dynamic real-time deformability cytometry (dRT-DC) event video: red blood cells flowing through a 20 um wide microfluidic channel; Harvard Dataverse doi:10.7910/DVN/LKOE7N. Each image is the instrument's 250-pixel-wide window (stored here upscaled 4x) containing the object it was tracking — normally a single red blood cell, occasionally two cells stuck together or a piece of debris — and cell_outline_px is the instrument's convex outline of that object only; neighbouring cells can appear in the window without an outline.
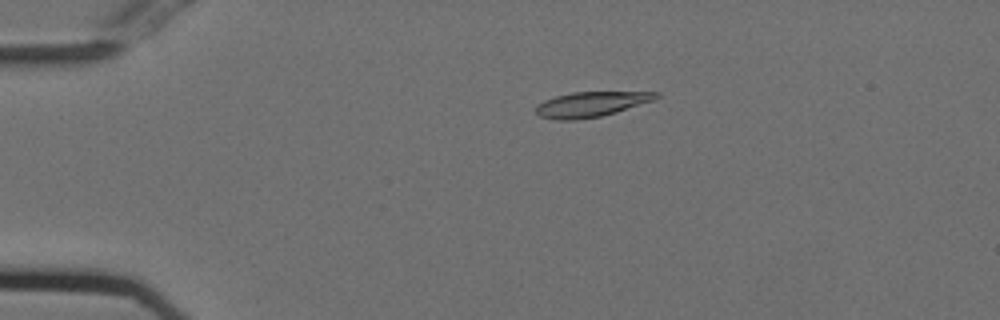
{"species": "Egyptian fruit bat (a non-hibernating species)", "species_latin": "Rousettus aegyptiacus", "temperature_condition": "cold", "stored_images_in_passage": 55, "camera_frame_rate_fps": 3000, "um_per_image_px": 0.085, "animal": {"sex": "female"}, "frame": {"image": 1, "passage_image": 12, "time_ms": 3.667, "image_size_px": [1000, 320], "cell_outline_px": [[660, 96], [652, 100], [616, 112], [600, 116], [576, 120], [556, 120], [540, 116], [536, 112], [536, 104], [544, 100], [556, 96], [572, 92], [660, 92]], "centroid_in_image_um": [50.2, 8.86], "position_along_channel_um": 34.8, "area_um2": 17.4}}
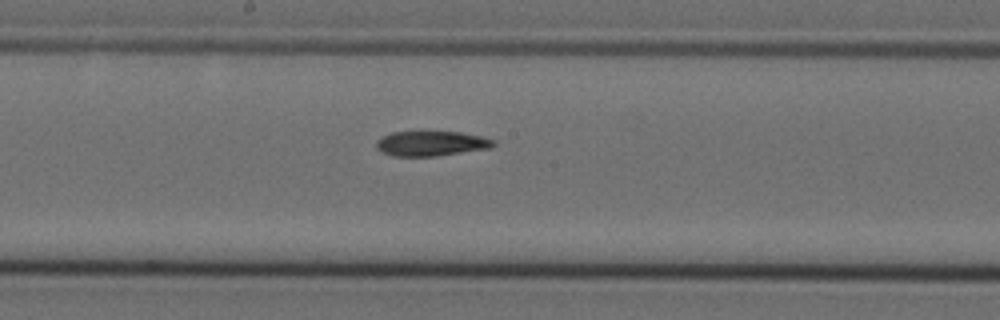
{"frame": {"image": 2, "passage_image": 30, "time_ms": 9.667, "image_size_px": [1000, 320], "cell_outline_px": [[496, 144], [492, 148], [436, 156], [392, 156], [380, 152], [376, 148], [376, 140], [380, 136], [392, 132], [460, 132], [480, 136], [496, 140]], "centroid_in_image_um": [36.63, 12.2], "position_along_channel_um": 211.6, "area_um2": 17.22}}
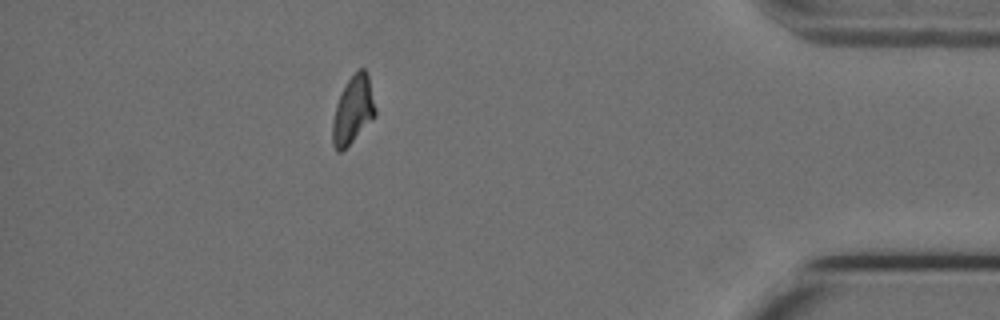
{"frame": {"image": 3, "passage_image": 49, "time_ms": 16.0, "image_size_px": [1000, 320], "cell_outline_px": [[376, 116], [340, 152], [336, 152], [332, 144], [332, 124], [336, 104], [348, 80], [360, 68], [364, 68], [368, 76], [376, 108]], "centroid_in_image_um": [30.0, 9.37], "position_along_channel_um": 405.2, "area_um2": 16.47}, "authors_computed_cell_mechanics": {"area_um2": 17.5134, "velocity_mm_per_s": 3.7351, "shape_relaxation_time_tau1_ms": null, "shape_relaxation_time_tau2_ms": 8.965, "deformation_change_tau1": null, "deformation_change_tau2": 0.1409}}